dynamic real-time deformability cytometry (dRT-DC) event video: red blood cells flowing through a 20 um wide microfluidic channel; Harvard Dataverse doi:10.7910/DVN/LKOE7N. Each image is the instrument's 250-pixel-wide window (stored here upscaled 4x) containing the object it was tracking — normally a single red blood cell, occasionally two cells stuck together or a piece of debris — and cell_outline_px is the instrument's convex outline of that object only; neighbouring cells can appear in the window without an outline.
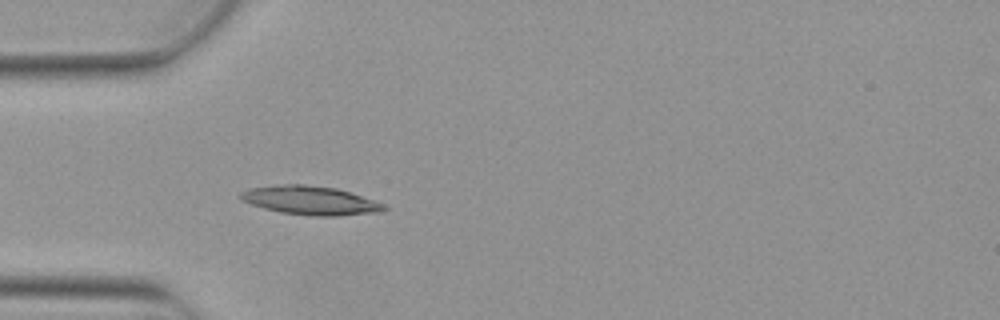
{"species": "Egyptian fruit bat (a non-hibernating species)", "species_latin": "Rousettus aegyptiacus", "temperature_condition": "warm", "stored_images_in_passage": 4, "camera_frame_rate_fps": 3000, "um_per_image_px": 0.085, "animal": {"sex": "female"}, "frame": {"image": 1, "passage_image": 4, "time_ms": 1.0, "image_size_px": [1000, 320], "cell_outline_px": [[388, 208], [380, 212], [336, 216], [316, 216], [280, 212], [264, 208], [240, 200], [240, 192], [248, 188], [276, 184], [304, 184], [336, 188], [384, 204]], "centroid_in_image_um": [26.33, 17.03], "position_along_channel_um": 58.7, "area_um2": 23.93}}